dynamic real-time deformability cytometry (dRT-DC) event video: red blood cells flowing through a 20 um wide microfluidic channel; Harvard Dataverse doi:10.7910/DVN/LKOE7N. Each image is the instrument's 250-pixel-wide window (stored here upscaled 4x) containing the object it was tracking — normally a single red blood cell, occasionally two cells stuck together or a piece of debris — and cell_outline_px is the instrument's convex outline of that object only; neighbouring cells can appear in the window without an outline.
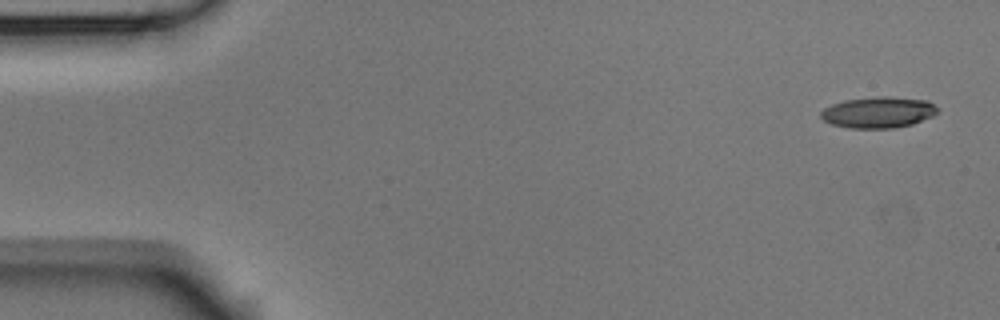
{"species": "Egyptian fruit bat (a non-hibernating species)", "species_latin": "Rousettus aegyptiacus", "temperature_condition": "room temperature", "stored_images_in_passage": 8, "camera_frame_rate_fps": 3000, "um_per_image_px": 0.085, "animal": {"sex": "male"}, "frame": {"image": 1, "passage_image": 1, "time_ms": 0.0, "image_size_px": [1000, 320], "cell_outline_px": [[940, 112], [932, 116], [912, 124], [892, 128], [848, 128], [832, 124], [824, 120], [820, 116], [820, 112], [824, 108], [832, 104], [844, 100], [876, 96], [888, 96], [928, 100]], "centroid_in_image_um": [74.64, 9.54], "position_along_channel_um": 10.4, "area_um2": 21.21}}
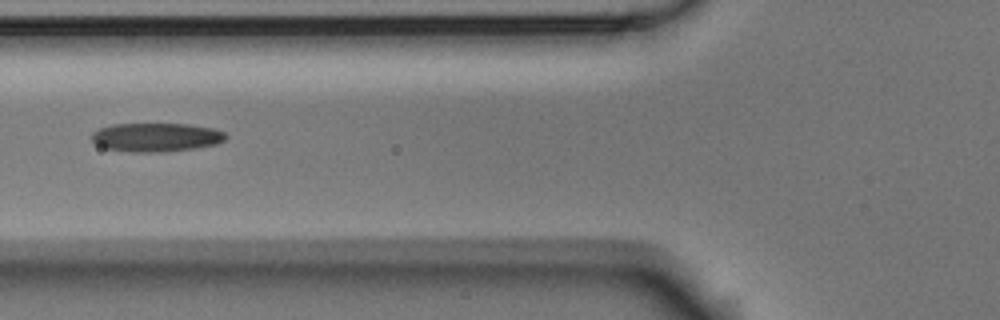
{"frame": {"image": 2, "passage_image": 6, "time_ms": 1.667, "image_size_px": [1000, 320], "cell_outline_px": [[228, 136], [224, 140], [216, 144], [196, 148], [164, 152], [128, 152], [104, 148], [96, 144], [92, 140], [92, 132], [100, 128], [112, 124], [188, 124], [212, 128], [224, 132]], "centroid_in_image_um": [13.26, 11.67], "position_along_channel_um": 112.5, "area_um2": 22.54}}
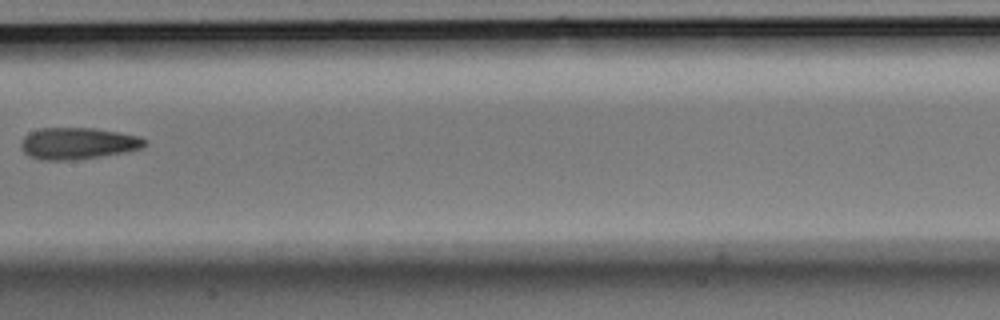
{"frame": {"image": 3, "passage_image": 8, "time_ms": 2.333, "image_size_px": [1000, 320], "cell_outline_px": [[148, 144], [140, 148], [128, 152], [76, 160], [40, 160], [28, 156], [24, 152], [20, 144], [24, 136], [28, 132], [40, 128], [96, 128], [140, 136], [148, 140]], "centroid_in_image_um": [6.63, 12.19], "position_along_channel_um": 200.8, "area_um2": 23.18}}